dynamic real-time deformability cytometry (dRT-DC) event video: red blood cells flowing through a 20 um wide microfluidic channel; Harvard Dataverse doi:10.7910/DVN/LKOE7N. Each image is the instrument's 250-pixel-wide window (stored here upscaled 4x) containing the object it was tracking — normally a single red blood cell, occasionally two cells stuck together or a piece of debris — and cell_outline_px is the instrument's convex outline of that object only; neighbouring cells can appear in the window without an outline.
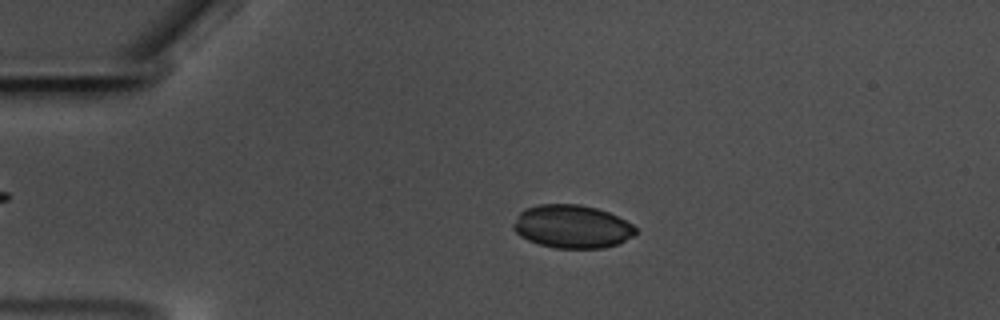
{"species": "common noctule bat (a hibernating species)", "species_latin": "Nyctalus noctula", "temperature_condition": "warm", "stored_images_in_passage": 52, "camera_frame_rate_fps": 3000, "um_per_image_px": 0.085, "animal": {"sex": "male", "body_mass_g": 17.5, "forearm_length_mm": 52.3}, "frame": {"image": 1, "passage_image": 7, "time_ms": 2.0, "image_size_px": [1000, 320], "cell_outline_px": [[636, 232], [632, 236], [620, 244], [604, 248], [556, 248], [540, 244], [528, 240], [520, 236], [512, 228], [512, 224], [520, 212], [524, 208], [540, 204], [580, 204], [596, 208], [608, 212], [632, 224], [636, 228]], "centroid_in_image_um": [48.61, 19.26], "position_along_channel_um": 36.4, "area_um2": 30.81}}
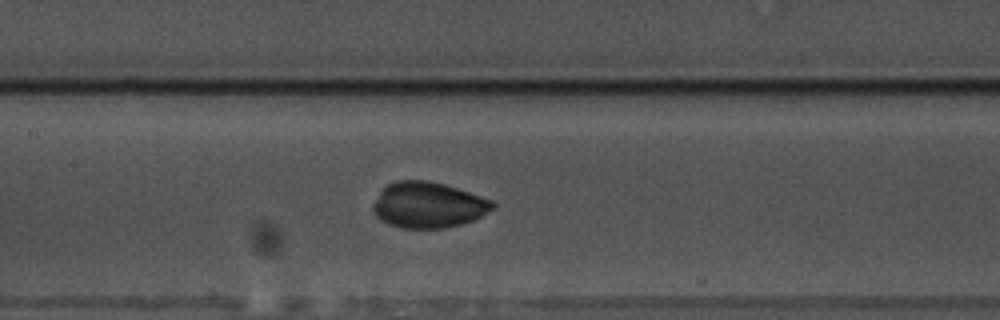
{"frame": {"image": 2, "passage_image": 22, "time_ms": 7.0, "image_size_px": [1000, 320], "cell_outline_px": [[496, 208], [472, 220], [460, 224], [444, 228], [400, 228], [388, 224], [380, 220], [376, 216], [372, 208], [380, 192], [388, 184], [396, 180], [428, 180], [444, 184], [492, 200], [496, 204]], "centroid_in_image_um": [36.39, 17.42], "position_along_channel_um": 171.0, "area_um2": 31.79}}
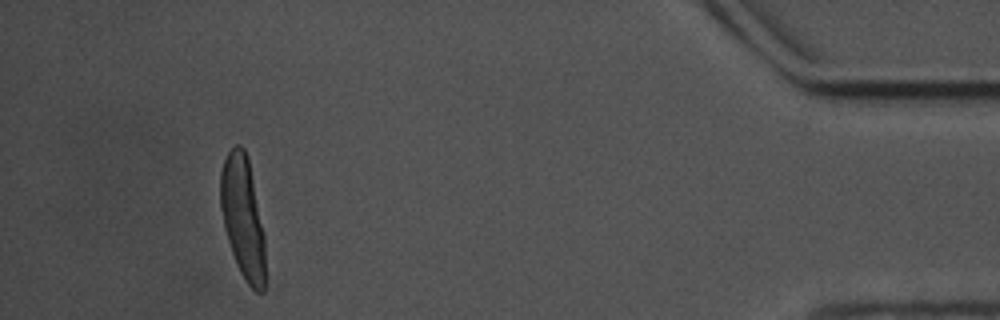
{"frame": {"image": 3, "passage_image": 48, "time_ms": 15.667, "image_size_px": [1000, 320], "cell_outline_px": [[264, 292], [256, 292], [248, 284], [240, 272], [236, 264], [224, 228], [220, 208], [220, 172], [224, 160], [228, 152], [236, 144], [240, 144], [244, 148], [248, 156], [264, 236]], "centroid_in_image_um": [20.62, 18.44], "position_along_channel_um": 414.6, "area_um2": 31.67}}